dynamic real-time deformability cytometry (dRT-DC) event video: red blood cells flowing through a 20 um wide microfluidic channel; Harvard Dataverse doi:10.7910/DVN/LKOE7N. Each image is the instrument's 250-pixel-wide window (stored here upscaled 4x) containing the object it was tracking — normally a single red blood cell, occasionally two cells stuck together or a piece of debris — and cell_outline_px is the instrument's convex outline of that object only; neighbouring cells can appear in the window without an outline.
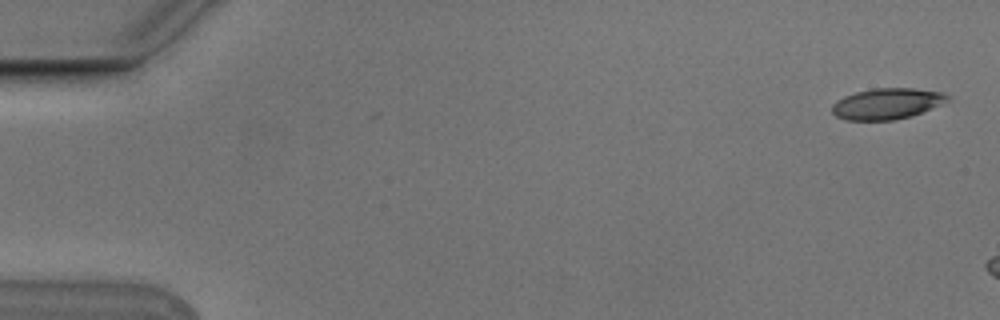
{"species": "Egyptian fruit bat (a non-hibernating species)", "species_latin": "Rousettus aegyptiacus", "temperature_condition": "cold", "stored_images_in_passage": 3, "camera_frame_rate_fps": 3000, "um_per_image_px": 0.085, "animal": {"sex": "male"}, "frame": {"image": 1, "passage_image": 1, "time_ms": 0.0, "image_size_px": [1000, 320], "cell_outline_px": [[952, 96], [948, 100], [940, 104], [912, 116], [892, 120], [844, 120], [836, 116], [832, 112], [832, 104], [836, 100], [844, 96], [856, 92], [872, 88], [912, 88], [944, 92]], "centroid_in_image_um": [75.38, 8.81], "position_along_channel_um": 9.6, "area_um2": 20.92}}